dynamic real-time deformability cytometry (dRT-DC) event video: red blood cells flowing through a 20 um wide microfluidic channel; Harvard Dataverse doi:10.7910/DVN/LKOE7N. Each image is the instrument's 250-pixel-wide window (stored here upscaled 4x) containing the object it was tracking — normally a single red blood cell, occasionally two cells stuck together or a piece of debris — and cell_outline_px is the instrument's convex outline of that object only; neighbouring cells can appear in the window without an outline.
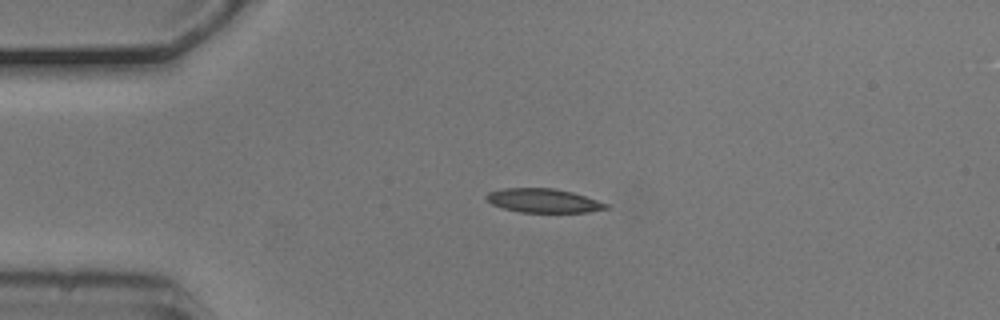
{"species": "common noctule bat (a hibernating species)", "species_latin": "Nyctalus noctula", "temperature_condition": "cold", "stored_images_in_passage": 4, "camera_frame_rate_fps": 3000, "um_per_image_px": 0.085, "animal": {"sex": "male", "body_mass_g": 20.5, "forearm_length_mm": 52.5}, "frame": {"image": 1, "passage_image": 1, "time_ms": 0.0, "image_size_px": [1000, 320], "cell_outline_px": [[608, 208], [588, 212], [520, 212], [504, 208], [492, 204], [484, 196], [488, 192], [504, 188], [552, 188], [572, 192], [608, 204]], "centroid_in_image_um": [46.16, 17.05], "position_along_channel_um": 38.8, "area_um2": 16.47}}
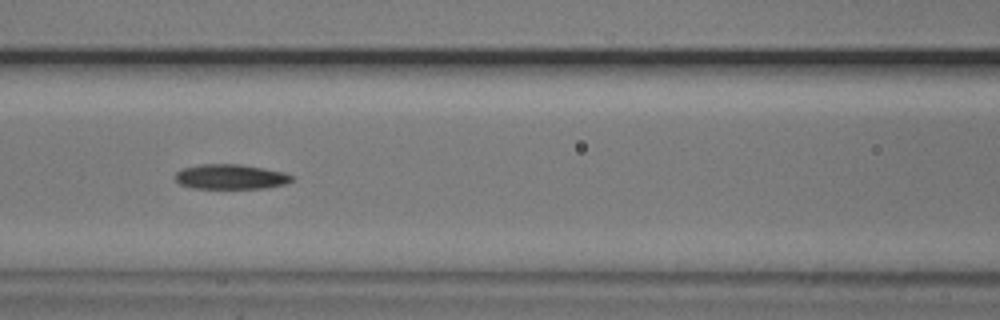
{"frame": {"image": 2, "passage_image": 4, "time_ms": 1.0, "image_size_px": [1000, 320], "cell_outline_px": [[292, 180], [284, 184], [268, 188], [192, 188], [180, 184], [176, 180], [176, 172], [180, 168], [200, 164], [240, 164], [284, 172], [292, 176]], "centroid_in_image_um": [19.57, 15.02], "position_along_channel_um": 147.0, "area_um2": 16.88}}